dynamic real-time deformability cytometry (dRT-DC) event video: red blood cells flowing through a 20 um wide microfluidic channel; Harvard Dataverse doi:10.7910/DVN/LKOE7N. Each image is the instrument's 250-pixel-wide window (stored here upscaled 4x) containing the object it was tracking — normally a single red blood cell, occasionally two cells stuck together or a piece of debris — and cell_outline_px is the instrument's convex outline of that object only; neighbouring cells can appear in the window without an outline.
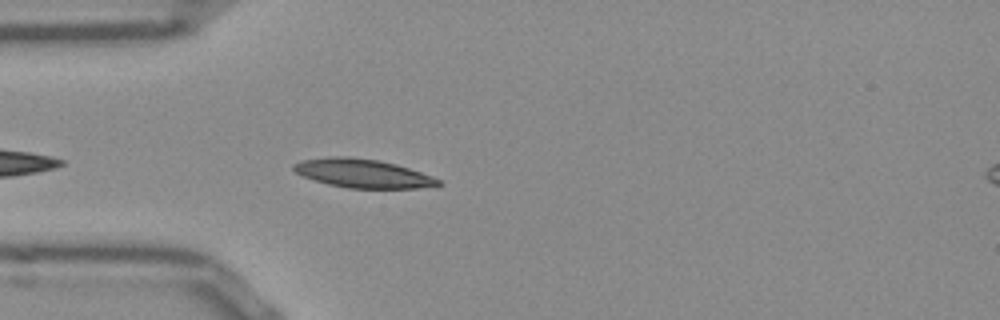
{"species": "Egyptian fruit bat (a non-hibernating species)", "species_latin": "Rousettus aegyptiacus", "temperature_condition": "room temperature", "stored_images_in_passage": 16, "camera_frame_rate_fps": 3000, "um_per_image_px": 0.085, "frame": {"image": 1, "passage_image": 3, "time_ms": 0.667, "image_size_px": [1000, 320], "cell_outline_px": [[440, 184], [436, 188], [348, 188], [328, 184], [304, 176], [296, 172], [292, 168], [292, 164], [304, 160], [332, 156], [348, 156], [380, 160], [396, 164], [432, 176], [440, 180]], "centroid_in_image_um": [30.88, 14.74], "position_along_channel_um": 54.1, "area_um2": 24.16}}
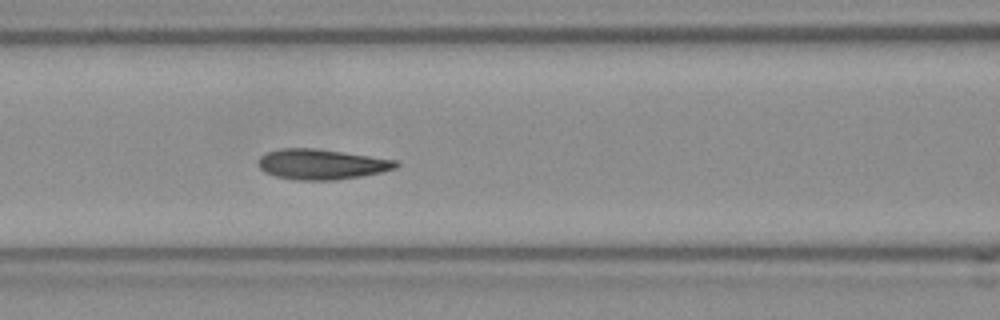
{"frame": {"image": 2, "passage_image": 10, "time_ms": 3.0, "image_size_px": [1000, 320], "cell_outline_px": [[400, 164], [396, 168], [380, 172], [360, 176], [336, 180], [296, 180], [276, 176], [264, 172], [260, 168], [260, 156], [268, 152], [280, 148], [316, 148], [396, 160]], "centroid_in_image_um": [27.33, 13.96], "position_along_channel_um": 139.3, "area_um2": 24.1}}
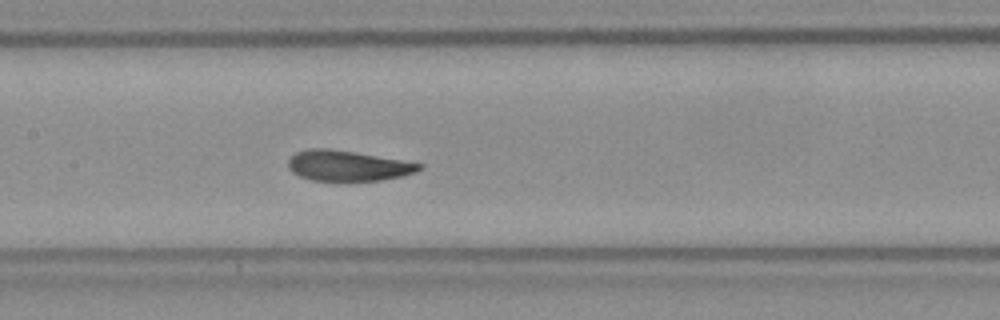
{"frame": {"image": 3, "passage_image": 13, "time_ms": 4.0, "image_size_px": [1000, 320], "cell_outline_px": [[424, 168], [416, 172], [400, 176], [380, 180], [312, 180], [300, 176], [292, 172], [288, 168], [288, 160], [296, 152], [308, 148], [328, 148], [424, 164]], "centroid_in_image_um": [29.53, 14.08], "position_along_channel_um": 177.9, "area_um2": 22.89}}